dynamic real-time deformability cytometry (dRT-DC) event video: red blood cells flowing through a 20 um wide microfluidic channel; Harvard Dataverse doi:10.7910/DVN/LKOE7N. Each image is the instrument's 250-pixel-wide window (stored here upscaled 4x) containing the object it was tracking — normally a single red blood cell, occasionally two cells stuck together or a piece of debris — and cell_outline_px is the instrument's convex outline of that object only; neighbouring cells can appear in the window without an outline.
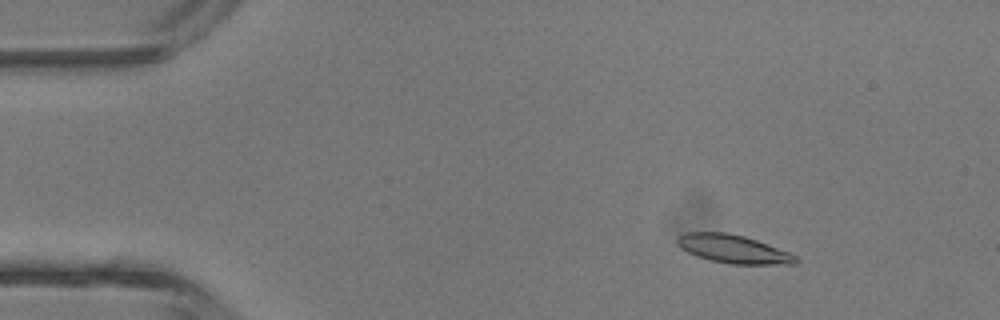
{"species": "common noctule bat (a hibernating species)", "species_latin": "Nyctalus noctula", "temperature_condition": "room temperature", "stored_images_in_passage": 5, "camera_frame_rate_fps": 3000, "um_per_image_px": 0.085, "animal": {"sex": "male", "body_mass_g": 13.3}, "frame": {"image": 1, "passage_image": 1, "time_ms": 0.0, "image_size_px": [1000, 320], "cell_outline_px": [[800, 260], [796, 264], [732, 264], [708, 260], [696, 256], [680, 248], [676, 240], [684, 232], [724, 232], [744, 236], [756, 240], [788, 252], [796, 256]], "centroid_in_image_um": [62.31, 21.17], "position_along_channel_um": 22.7, "area_um2": 19.48}}
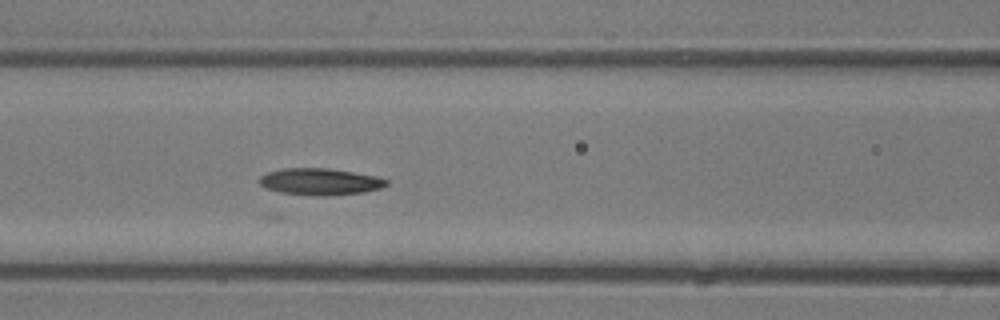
{"frame": {"image": 2, "passage_image": 5, "time_ms": 4.333, "image_size_px": [1000, 320], "cell_outline_px": [[388, 184], [380, 188], [364, 192], [328, 196], [316, 196], [280, 192], [264, 188], [260, 184], [260, 176], [268, 172], [284, 168], [328, 168], [376, 176], [388, 180]], "centroid_in_image_um": [27.2, 15.44], "position_along_channel_um": 139.4, "area_um2": 19.77}}